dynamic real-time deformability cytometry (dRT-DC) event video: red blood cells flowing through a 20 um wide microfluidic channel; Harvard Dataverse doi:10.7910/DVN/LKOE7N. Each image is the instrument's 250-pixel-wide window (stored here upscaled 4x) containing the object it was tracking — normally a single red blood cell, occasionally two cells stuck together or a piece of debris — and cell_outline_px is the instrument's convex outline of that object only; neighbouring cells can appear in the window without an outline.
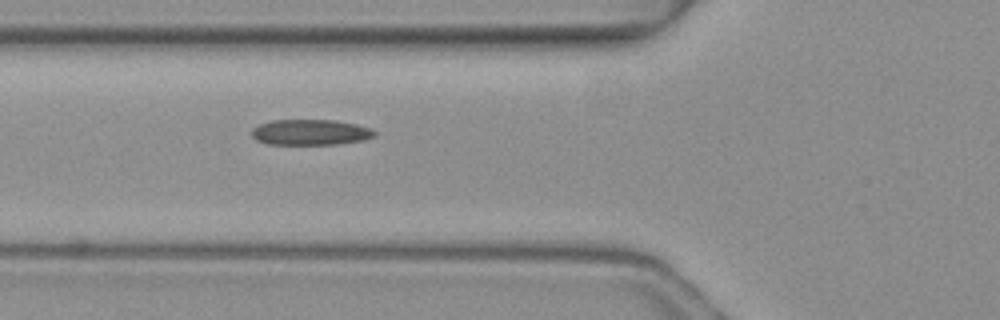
{"species": "common noctule bat (a hibernating species)", "species_latin": "Nyctalus noctula", "temperature_condition": "warm", "stored_images_in_passage": 2, "camera_frame_rate_fps": 3000, "um_per_image_px": 0.085, "animal": {"sex": "female", "body_mass_g": 19.3, "forearm_length_mm": 54.1}, "frame": {"image": 1, "passage_image": 2, "time_ms": 0.333, "image_size_px": [1000, 320], "cell_outline_px": [[376, 136], [364, 140], [336, 144], [268, 144], [256, 140], [252, 136], [252, 128], [260, 124], [272, 120], [336, 120], [356, 124], [372, 128], [376, 132]], "centroid_in_image_um": [26.41, 11.24], "position_along_channel_um": 99.4, "area_um2": 18.44}}